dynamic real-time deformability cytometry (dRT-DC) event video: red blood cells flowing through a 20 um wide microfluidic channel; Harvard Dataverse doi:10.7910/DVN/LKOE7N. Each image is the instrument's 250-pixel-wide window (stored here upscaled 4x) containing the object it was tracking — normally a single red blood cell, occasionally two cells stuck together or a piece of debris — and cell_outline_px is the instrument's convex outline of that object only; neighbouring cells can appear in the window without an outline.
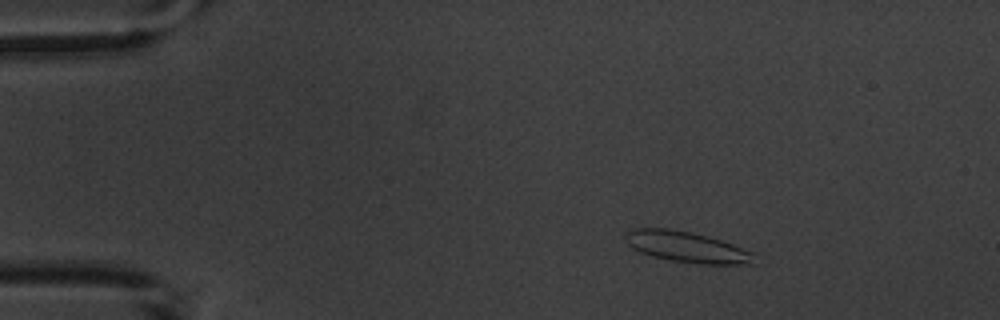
{"species": "common noctule bat (a hibernating species)", "species_latin": "Nyctalus noctula", "temperature_condition": "warm", "stored_images_in_passage": 4, "camera_frame_rate_fps": 3000, "um_per_image_px": 0.085, "animal": {"sex": "male", "body_mass_g": 20.1, "forearm_length_mm": 53.5}, "frame": {"image": 1, "passage_image": 2, "time_ms": 1.0, "image_size_px": [1000, 320], "cell_outline_px": [[756, 264], [700, 264], [672, 260], [652, 256], [640, 252], [632, 248], [628, 244], [624, 236], [628, 232], [636, 228], [668, 228], [692, 232], [708, 236], [756, 252]], "centroid_in_image_um": [58.45, 21.0], "position_along_channel_um": 26.6, "area_um2": 23.29}}